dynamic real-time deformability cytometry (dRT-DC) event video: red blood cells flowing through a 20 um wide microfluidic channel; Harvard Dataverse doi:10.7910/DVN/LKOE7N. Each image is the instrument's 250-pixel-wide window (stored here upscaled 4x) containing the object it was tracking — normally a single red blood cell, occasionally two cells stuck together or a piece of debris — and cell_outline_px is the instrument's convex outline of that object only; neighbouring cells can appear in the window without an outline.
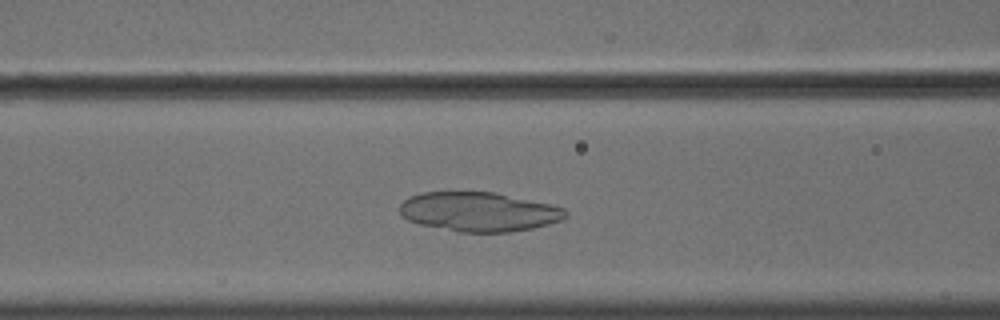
{"species": "common noctule bat (a hibernating species)", "species_latin": "Nyctalus noctula", "temperature_condition": "cold", "stored_images_in_passage": 51, "camera_frame_rate_fps": 3000, "um_per_image_px": 0.085, "animal": {"sex": "male", "body_mass_g": 18.8}, "frame": {"image": 1, "passage_image": 19, "time_ms": 6.0, "image_size_px": [1000, 320], "cell_outline_px": [[568, 216], [560, 220], [548, 224], [532, 228], [508, 232], [460, 232], [420, 224], [408, 220], [400, 212], [400, 204], [408, 196], [420, 192], [496, 192], [548, 204], [564, 208], [568, 212]], "centroid_in_image_um": [40.69, 17.99], "position_along_channel_um": 125.9, "area_um2": 37.86}}
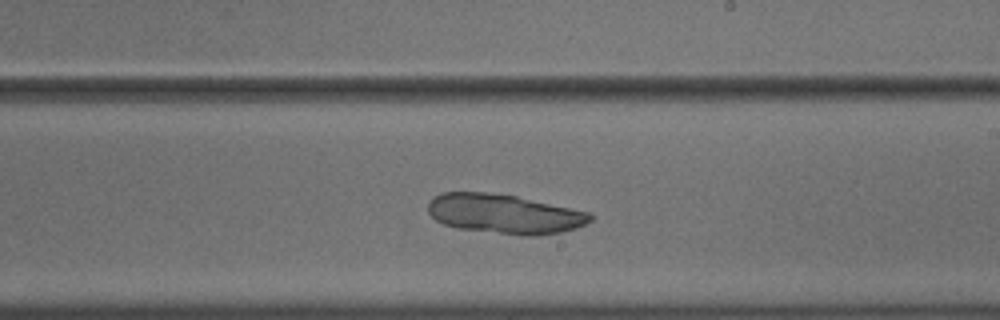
{"frame": {"image": 2, "passage_image": 29, "time_ms": 9.333, "image_size_px": [1000, 320], "cell_outline_px": [[592, 220], [576, 228], [560, 232], [536, 236], [520, 236], [456, 228], [444, 224], [436, 220], [428, 212], [428, 204], [432, 196], [440, 192], [488, 192], [516, 196], [588, 212], [592, 216]], "centroid_in_image_um": [42.82, 18.18], "position_along_channel_um": 246.2, "area_um2": 37.4}}
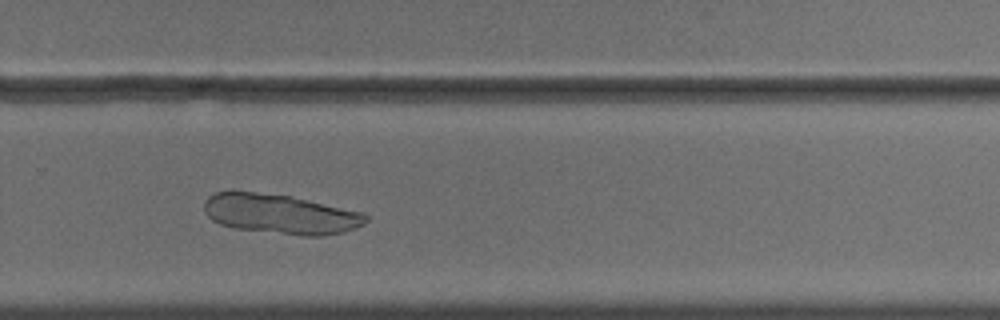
{"frame": {"image": 3, "passage_image": 34, "time_ms": 11.0, "image_size_px": [1000, 320], "cell_outline_px": [[368, 220], [364, 224], [344, 232], [320, 236], [304, 236], [232, 228], [220, 224], [212, 220], [204, 212], [204, 200], [208, 196], [216, 192], [256, 192], [288, 196], [364, 212], [368, 216]], "centroid_in_image_um": [23.83, 18.21], "position_along_channel_um": 306.0, "area_um2": 37.34}}